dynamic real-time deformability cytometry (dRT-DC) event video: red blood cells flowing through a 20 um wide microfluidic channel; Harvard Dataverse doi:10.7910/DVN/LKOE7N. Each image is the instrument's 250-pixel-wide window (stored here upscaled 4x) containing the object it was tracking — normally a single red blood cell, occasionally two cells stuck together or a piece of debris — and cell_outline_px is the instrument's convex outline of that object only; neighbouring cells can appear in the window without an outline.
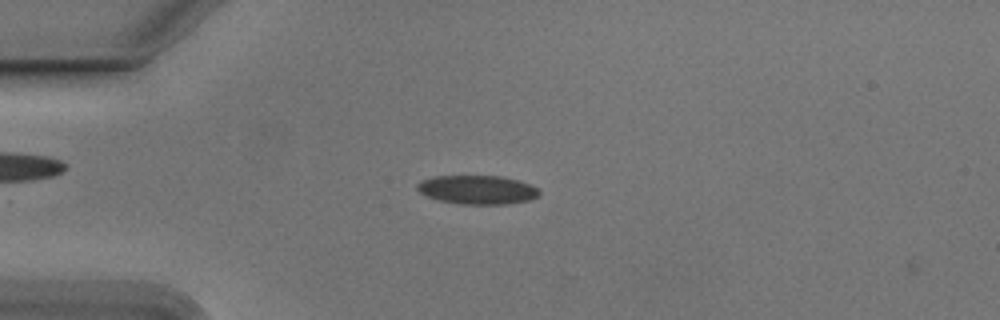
{"species": "Egyptian fruit bat (a non-hibernating species)", "species_latin": "Rousettus aegyptiacus", "temperature_condition": "cold", "stored_images_in_passage": 5, "camera_frame_rate_fps": 3000, "um_per_image_px": 0.085, "animal": {"sex": "male"}, "frame": {"image": 1, "passage_image": 3, "time_ms": 0.667, "image_size_px": [1000, 320], "cell_outline_px": [[540, 196], [532, 200], [508, 204], [460, 204], [440, 200], [428, 196], [420, 192], [416, 188], [416, 184], [420, 180], [432, 176], [500, 176], [532, 184], [540, 192]], "centroid_in_image_um": [40.59, 16.13], "position_along_channel_um": 44.4, "area_um2": 20.63}}